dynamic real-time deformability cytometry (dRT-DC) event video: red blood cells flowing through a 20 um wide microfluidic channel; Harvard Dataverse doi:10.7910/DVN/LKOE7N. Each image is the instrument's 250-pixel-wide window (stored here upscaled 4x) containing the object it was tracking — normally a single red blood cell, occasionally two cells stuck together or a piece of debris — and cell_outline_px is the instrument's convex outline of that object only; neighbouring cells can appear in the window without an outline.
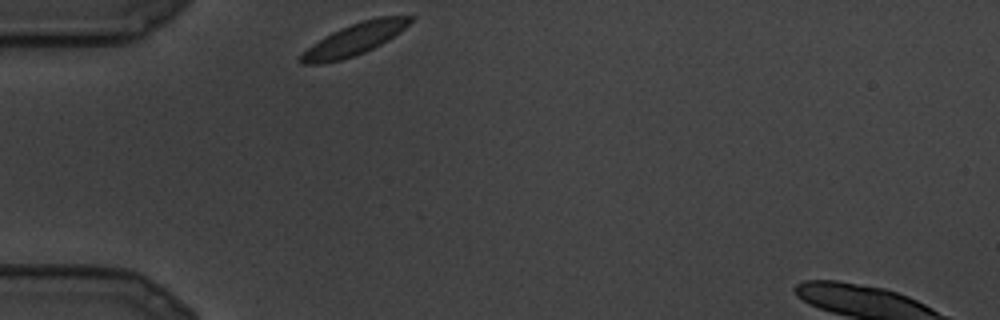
{"species": "common noctule bat (a hibernating species)", "species_latin": "Nyctalus noctula", "temperature_condition": "cold", "stored_images_in_passage": 9, "camera_frame_rate_fps": 3000, "um_per_image_px": 0.085, "animal": {"sex": "male", "body_mass_g": 19.5, "forearm_length_mm": 54.6}, "frame": {"image": 1, "passage_image": 1, "time_ms": 0.0, "image_size_px": [1000, 320], "cell_outline_px": [[416, 16], [400, 32], [388, 40], [364, 52], [340, 60], [320, 64], [304, 64], [300, 60], [300, 56], [312, 44], [324, 36], [340, 28], [364, 20], [380, 16]], "centroid_in_image_um": [30.13, 3.33], "position_along_channel_um": 54.9, "area_um2": 19.83}}
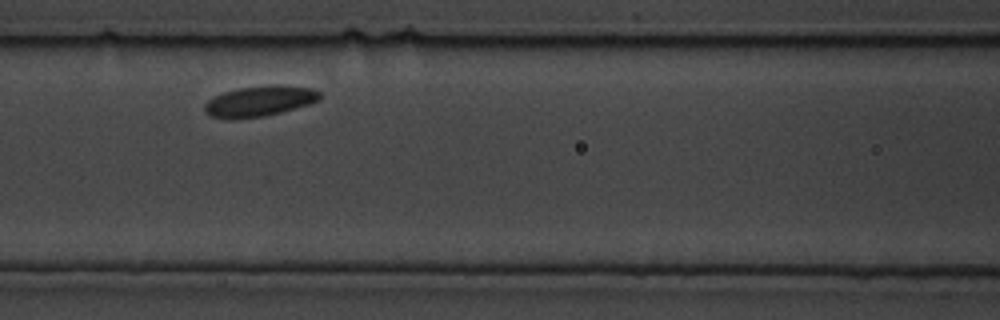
{"frame": {"image": 2, "passage_image": 6, "time_ms": 1.667, "image_size_px": [1000, 320], "cell_outline_px": [[320, 100], [308, 104], [280, 112], [264, 116], [232, 120], [228, 120], [212, 116], [204, 112], [204, 104], [208, 100], [224, 92], [240, 88], [272, 84], [276, 84], [312, 88], [320, 92]], "centroid_in_image_um": [22.04, 8.6], "position_along_channel_um": 144.6, "area_um2": 20.52}}
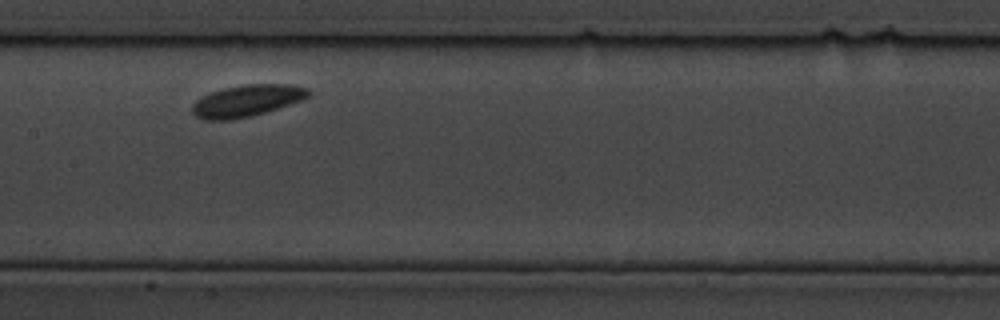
{"frame": {"image": 3, "passage_image": 8, "time_ms": 2.333, "image_size_px": [1000, 320], "cell_outline_px": [[308, 96], [300, 100], [252, 116], [232, 120], [204, 120], [196, 116], [192, 112], [192, 104], [196, 100], [212, 92], [224, 88], [244, 84], [292, 84], [308, 88]], "centroid_in_image_um": [20.94, 8.56], "position_along_channel_um": 186.5, "area_um2": 21.21}}